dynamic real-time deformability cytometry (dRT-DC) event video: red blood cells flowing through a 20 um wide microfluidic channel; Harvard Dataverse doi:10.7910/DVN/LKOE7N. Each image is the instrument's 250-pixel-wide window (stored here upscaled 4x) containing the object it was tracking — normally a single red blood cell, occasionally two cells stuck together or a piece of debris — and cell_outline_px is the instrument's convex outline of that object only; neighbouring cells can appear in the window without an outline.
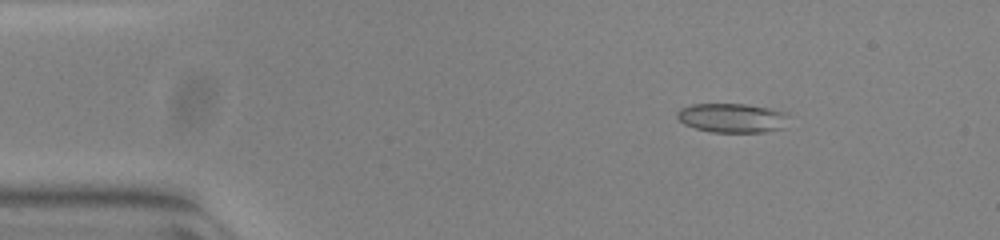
{"species": "common noctule bat (a hibernating species)", "species_latin": "Nyctalus noctula", "temperature_condition": "warm", "stored_images_in_passage": 51, "camera_frame_rate_fps": 3000, "um_per_image_px": 0.085, "animal": {"sex": "female", "body_mass_g": 23.0, "forearm_length_mm": 53.4}, "frame": {"image": 1, "passage_image": 6, "time_ms": 1.667, "image_size_px": [1000, 240], "cell_outline_px": [[788, 116], [784, 128], [764, 132], [712, 132], [696, 128], [684, 124], [676, 116], [676, 112], [680, 108], [692, 104], [744, 104], [768, 108], [788, 112]], "centroid_in_image_um": [62.24, 10.02], "position_along_channel_um": 22.8, "area_um2": 19.07}}
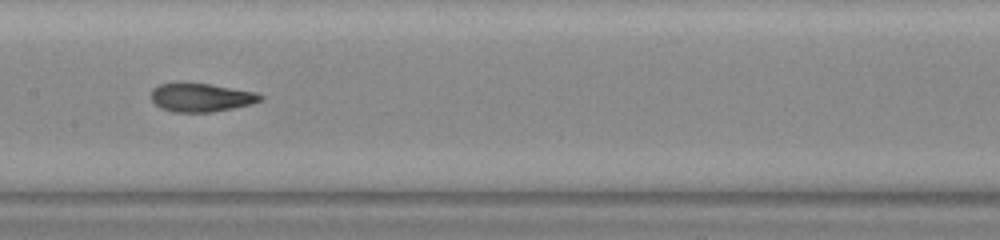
{"frame": {"image": 2, "passage_image": 25, "time_ms": 8.0, "image_size_px": [1000, 240], "cell_outline_px": [[264, 100], [252, 104], [212, 112], [172, 112], [160, 108], [152, 100], [152, 88], [160, 84], [176, 80], [180, 80], [208, 84], [256, 92], [264, 96]], "centroid_in_image_um": [17.06, 8.25], "position_along_channel_um": 190.3, "area_um2": 18.67}}
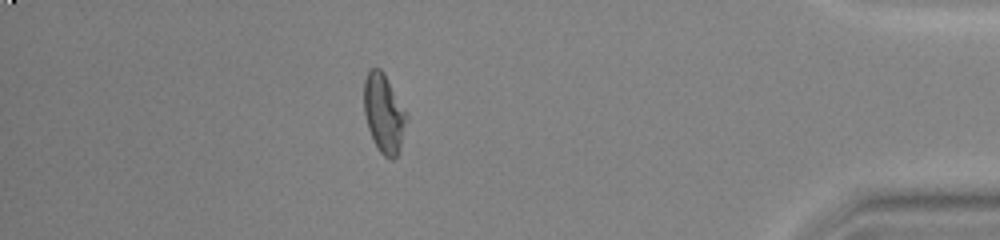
{"frame": {"image": 3, "passage_image": 45, "time_ms": 14.667, "image_size_px": [1000, 240], "cell_outline_px": [[408, 116], [400, 148], [396, 156], [392, 160], [388, 160], [376, 148], [368, 128], [364, 112], [364, 80], [368, 68], [380, 68], [384, 72], [408, 112]], "centroid_in_image_um": [32.64, 9.62], "position_along_channel_um": 402.6, "area_um2": 20.0}, "authors_computed_cell_mechanics": {"area_um2": 18.9006, "velocity_mm_per_s": 3.8627, "shape_relaxation_time_tau1_ms": 8.7236, "shape_relaxation_time_tau2_ms": 1.2097, "deformation_change_tau1": 0.2794, "deformation_change_tau2": 0.0832}}